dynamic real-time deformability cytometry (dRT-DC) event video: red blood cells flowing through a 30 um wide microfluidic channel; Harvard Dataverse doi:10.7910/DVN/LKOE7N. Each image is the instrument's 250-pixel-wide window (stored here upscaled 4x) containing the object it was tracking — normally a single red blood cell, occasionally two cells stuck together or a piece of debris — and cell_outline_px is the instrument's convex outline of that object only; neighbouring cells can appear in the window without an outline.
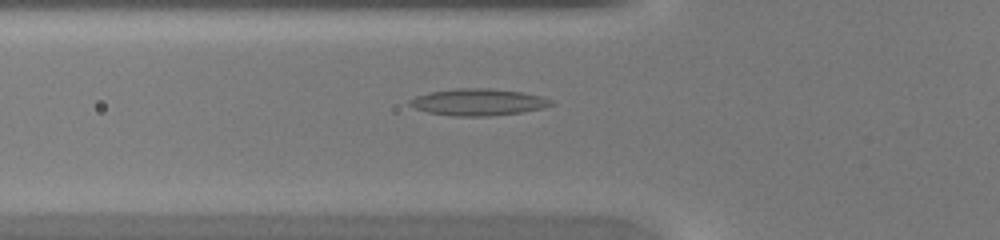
{"species": "common noctule bat (a hibernating species)", "species_latin": "Nyctalus noctula", "temperature_condition": "warm", "stored_images_in_passage": 31, "camera_frame_rate_fps": 3000, "um_per_image_px": 0.085, "animal": {"sex": "female", "body_mass_g": 20.0, "forearm_length_mm": 54.0}, "frame": {"image": 1, "passage_image": 5, "time_ms": 1.333, "image_size_px": [1000, 240], "cell_outline_px": [[556, 104], [544, 108], [520, 112], [488, 116], [452, 116], [428, 112], [416, 108], [408, 104], [408, 100], [416, 96], [432, 92], [460, 88], [488, 88], [520, 92], [540, 96], [552, 100]], "centroid_in_image_um": [40.66, 8.68], "position_along_channel_um": 85.1, "area_um2": 21.85}}
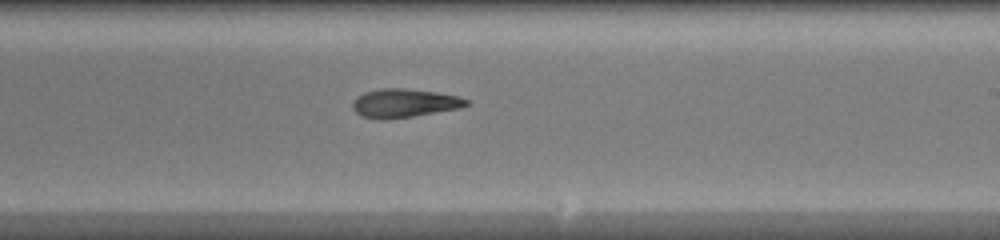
{"frame": {"image": 2, "passage_image": 16, "time_ms": 5.0, "image_size_px": [1000, 240], "cell_outline_px": [[472, 104], [460, 108], [412, 116], [384, 120], [380, 120], [364, 116], [356, 112], [352, 108], [352, 100], [356, 96], [364, 92], [380, 88], [404, 88], [436, 92], [460, 96], [468, 100]], "centroid_in_image_um": [34.36, 8.76], "position_along_channel_um": 254.6, "area_um2": 19.13}}
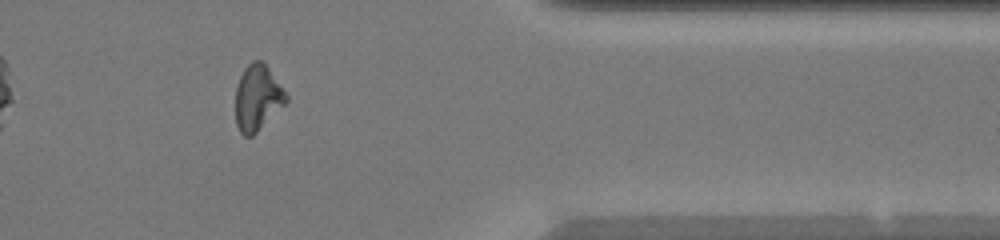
{"frame": {"image": 3, "passage_image": 26, "time_ms": 8.333, "image_size_px": [1000, 240], "cell_outline_px": [[288, 100], [252, 136], [244, 136], [240, 132], [236, 124], [236, 88], [240, 76], [244, 68], [252, 60], [260, 60], [268, 68], [288, 96]], "centroid_in_image_um": [21.86, 8.3], "position_along_channel_um": 389.5, "area_um2": 18.96}}